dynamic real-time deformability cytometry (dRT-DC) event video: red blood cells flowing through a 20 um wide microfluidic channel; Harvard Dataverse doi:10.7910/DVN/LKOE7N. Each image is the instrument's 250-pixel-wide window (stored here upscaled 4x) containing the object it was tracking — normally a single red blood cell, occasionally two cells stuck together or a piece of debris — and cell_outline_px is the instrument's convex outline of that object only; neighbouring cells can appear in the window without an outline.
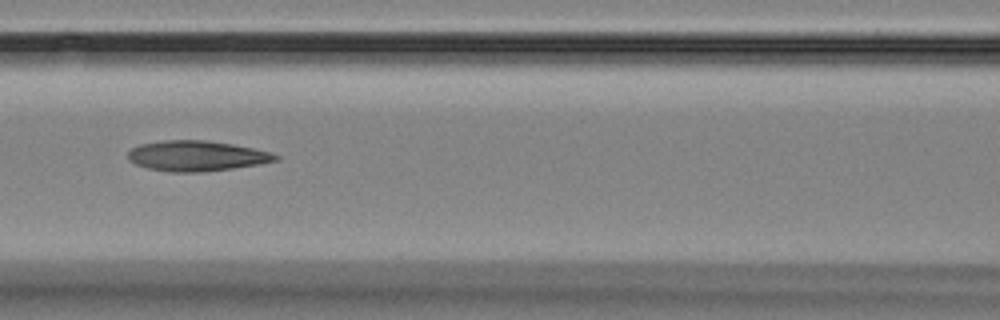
{"species": "Egyptian fruit bat (a non-hibernating species)", "species_latin": "Rousettus aegyptiacus", "temperature_condition": "room temperature", "stored_images_in_passage": 9, "camera_frame_rate_fps": 3000, "um_per_image_px": 0.085, "animal": {"sex": "female"}, "frame": {"image": 1, "passage_image": 7, "time_ms": 7.333, "image_size_px": [1000, 320], "cell_outline_px": [[280, 156], [276, 160], [256, 164], [232, 168], [200, 172], [168, 172], [148, 168], [136, 164], [128, 160], [128, 152], [132, 148], [140, 144], [164, 140], [208, 140], [232, 144], [252, 148], [268, 152]], "centroid_in_image_um": [16.65, 13.25], "position_along_channel_um": 150.0, "area_um2": 25.84}}
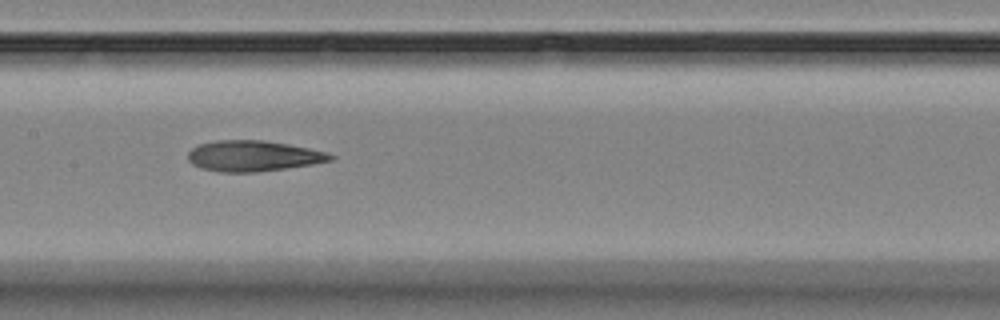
{"frame": {"image": 2, "passage_image": 8, "time_ms": 8.333, "image_size_px": [1000, 320], "cell_outline_px": [[336, 156], [332, 160], [312, 164], [256, 172], [220, 172], [200, 168], [192, 164], [188, 160], [188, 152], [192, 148], [200, 144], [216, 140], [264, 140], [288, 144], [328, 152]], "centroid_in_image_um": [21.51, 13.25], "position_along_channel_um": 185.9, "area_um2": 25.49}}
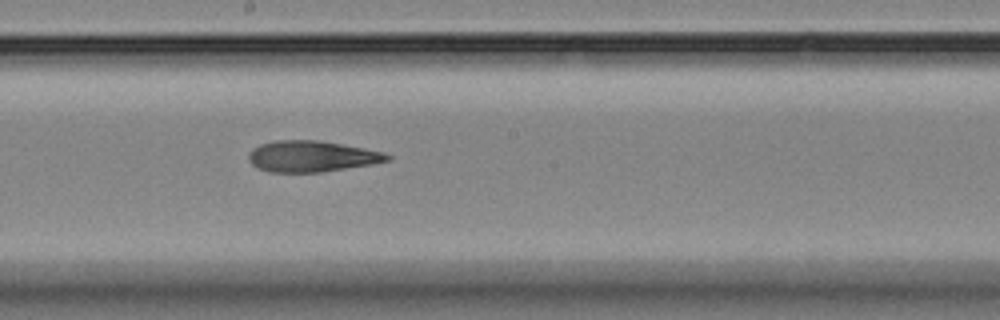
{"frame": {"image": 3, "passage_image": 9, "time_ms": 9.333, "image_size_px": [1000, 320], "cell_outline_px": [[392, 160], [372, 164], [320, 172], [268, 172], [256, 168], [248, 160], [248, 152], [252, 148], [260, 144], [272, 140], [320, 140], [364, 148], [384, 152], [392, 156]], "centroid_in_image_um": [26.46, 13.28], "position_along_channel_um": 221.7, "area_um2": 25.37}}